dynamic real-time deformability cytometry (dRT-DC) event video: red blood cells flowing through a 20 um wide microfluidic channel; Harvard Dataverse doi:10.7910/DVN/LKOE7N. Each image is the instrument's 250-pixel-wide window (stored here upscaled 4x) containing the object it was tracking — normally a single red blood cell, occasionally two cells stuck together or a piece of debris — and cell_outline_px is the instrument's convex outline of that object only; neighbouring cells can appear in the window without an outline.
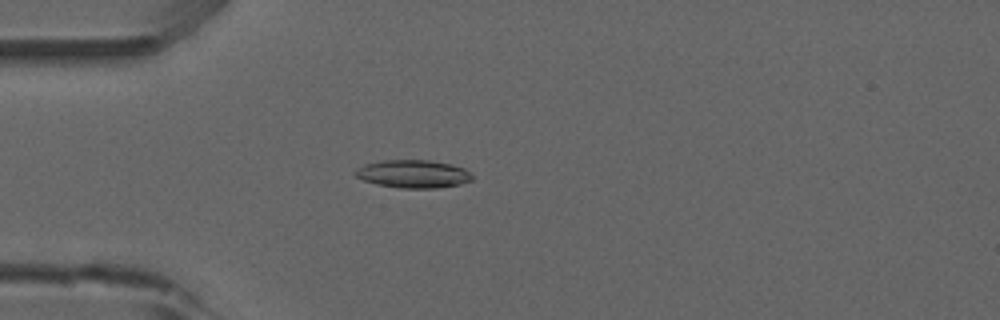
{"species": "common noctule bat (a hibernating species)", "species_latin": "Nyctalus noctula", "temperature_condition": "room temperature", "stored_images_in_passage": 51, "camera_frame_rate_fps": 3000, "um_per_image_px": 0.085, "animal": {"sex": "male", "forearm_length_mm": 52.5}, "frame": {"image": 1, "passage_image": 13, "time_ms": 4.0, "image_size_px": [1000, 320], "cell_outline_px": [[472, 180], [460, 184], [436, 188], [400, 188], [376, 184], [364, 180], [356, 176], [352, 172], [356, 168], [364, 164], [384, 160], [428, 160], [448, 164], [464, 168], [472, 176]], "centroid_in_image_um": [35.07, 14.78], "position_along_channel_um": 49.9, "area_um2": 18.96}}
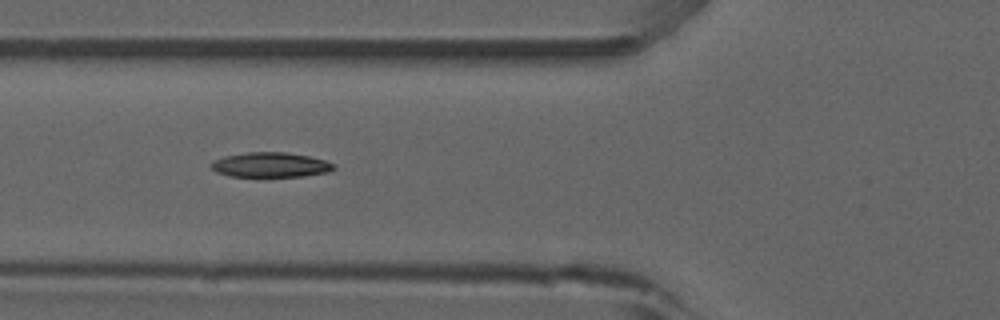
{"frame": {"image": 2, "passage_image": 18, "time_ms": 5.667, "image_size_px": [1000, 320], "cell_outline_px": [[336, 168], [328, 172], [304, 176], [232, 176], [216, 172], [212, 168], [212, 160], [224, 156], [248, 152], [284, 152], [308, 156], [324, 160], [336, 164]], "centroid_in_image_um": [23.01, 14.0], "position_along_channel_um": 102.8, "area_um2": 17.63}}
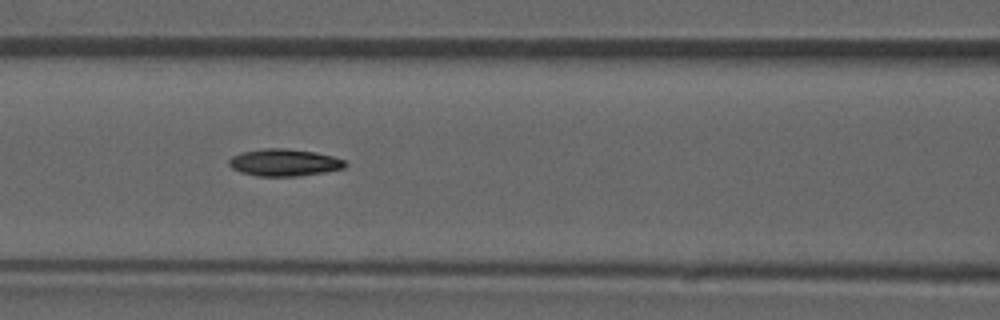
{"frame": {"image": 3, "passage_image": 21, "time_ms": 6.667, "image_size_px": [1000, 320], "cell_outline_px": [[348, 164], [344, 168], [324, 172], [296, 176], [256, 176], [240, 172], [232, 168], [228, 164], [228, 160], [232, 156], [240, 152], [264, 148], [288, 148], [316, 152], [332, 156], [344, 160]], "centroid_in_image_um": [24.14, 13.8], "position_along_channel_um": 142.5, "area_um2": 18.5}, "authors_computed_cell_mechanics": {"area_um2": 18.0914, "velocity_mm_per_s": 3.9294, "shape_relaxation_time_tau1_ms": 9.6778, "shape_relaxation_time_tau2_ms": 9.8212, "deformation_change_tau1": 0.2149, "deformation_change_tau2": 0.1758}}